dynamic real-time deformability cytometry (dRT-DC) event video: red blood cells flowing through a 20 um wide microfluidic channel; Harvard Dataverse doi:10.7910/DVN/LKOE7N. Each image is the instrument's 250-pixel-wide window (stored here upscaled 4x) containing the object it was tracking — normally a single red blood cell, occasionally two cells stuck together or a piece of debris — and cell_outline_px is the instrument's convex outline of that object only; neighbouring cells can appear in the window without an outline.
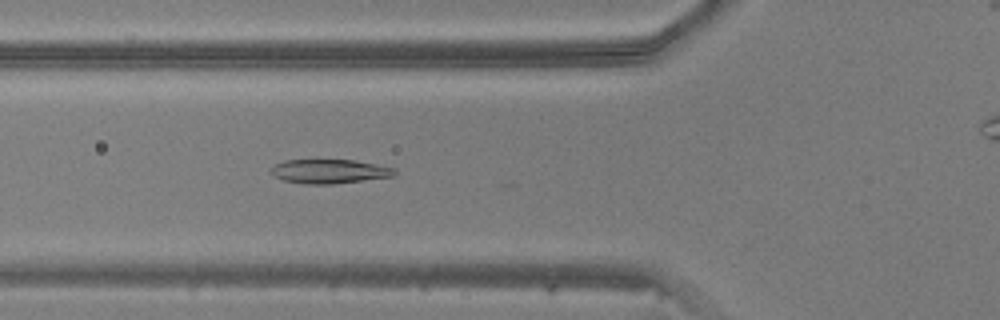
{"species": "common noctule bat (a hibernating species)", "species_latin": "Nyctalus noctula", "temperature_condition": "warm", "stored_images_in_passage": 41, "camera_frame_rate_fps": 3000, "um_per_image_px": 0.085, "animal": {"sex": "male", "body_mass_g": 20.5, "forearm_length_mm": 52.5}, "frame": {"image": 1, "passage_image": 15, "time_ms": 4.667, "image_size_px": [1000, 320], "cell_outline_px": [[396, 176], [332, 184], [308, 184], [284, 180], [272, 176], [272, 168], [276, 164], [284, 160], [356, 160], [392, 168], [396, 172]], "centroid_in_image_um": [28.0, 14.57], "position_along_channel_um": 97.8, "area_um2": 17.17}}
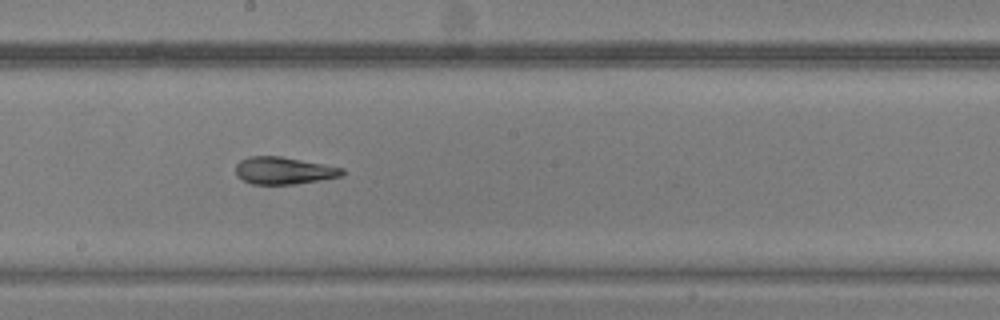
{"frame": {"image": 2, "passage_image": 24, "time_ms": 7.667, "image_size_px": [1000, 320], "cell_outline_px": [[344, 172], [340, 176], [320, 180], [292, 184], [252, 184], [236, 176], [236, 164], [240, 160], [248, 156], [280, 156], [344, 168]], "centroid_in_image_um": [24.08, 14.49], "position_along_channel_um": 224.1, "area_um2": 16.76}}
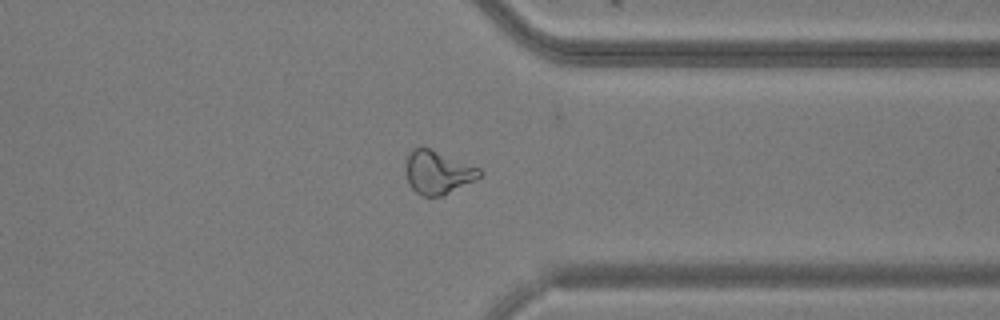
{"frame": {"image": 3, "passage_image": 35, "time_ms": 11.333, "image_size_px": [1000, 320], "cell_outline_px": [[484, 172], [480, 176], [444, 196], [420, 196], [412, 188], [408, 180], [408, 152], [412, 148], [428, 148], [480, 168]], "centroid_in_image_um": [37.23, 14.67], "position_along_channel_um": 374.2, "area_um2": 18.09}}